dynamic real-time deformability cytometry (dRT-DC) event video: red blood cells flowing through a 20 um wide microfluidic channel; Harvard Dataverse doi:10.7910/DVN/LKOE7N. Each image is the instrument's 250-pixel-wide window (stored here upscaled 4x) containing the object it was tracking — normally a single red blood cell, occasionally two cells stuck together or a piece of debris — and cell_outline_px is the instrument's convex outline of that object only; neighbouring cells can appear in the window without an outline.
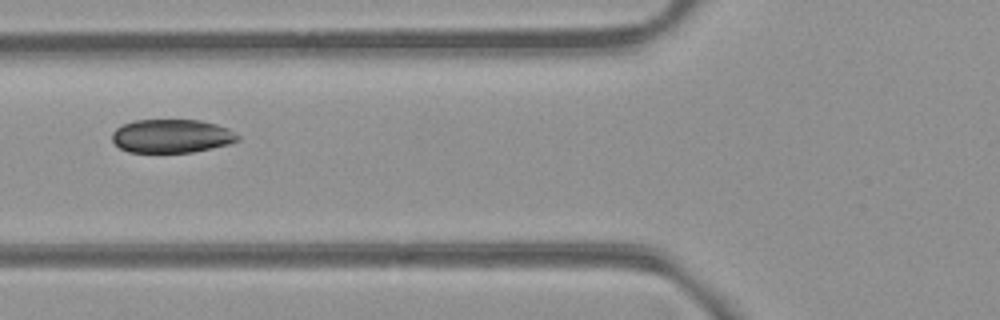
{"species": "common noctule bat (a hibernating species)", "species_latin": "Nyctalus noctula", "temperature_condition": "room temperature", "stored_images_in_passage": 6, "camera_frame_rate_fps": 3000, "um_per_image_px": 0.085, "animal": {"sex": "female", "body_mass_g": 21.9}, "frame": {"image": 1, "passage_image": 5, "time_ms": 5.667, "image_size_px": [1000, 320], "cell_outline_px": [[240, 140], [228, 144], [212, 148], [192, 152], [128, 152], [120, 148], [112, 140], [112, 132], [116, 128], [132, 120], [200, 120], [216, 124], [228, 128], [240, 136]], "centroid_in_image_um": [14.59, 11.56], "position_along_channel_um": 111.2, "area_um2": 24.62}}
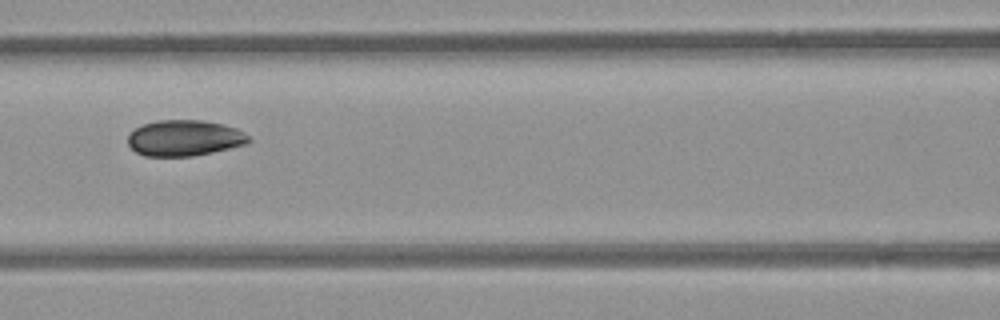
{"frame": {"image": 2, "passage_image": 6, "time_ms": 6.667, "image_size_px": [1000, 320], "cell_outline_px": [[252, 140], [244, 144], [212, 152], [192, 156], [144, 156], [136, 152], [128, 144], [128, 136], [136, 128], [144, 124], [156, 120], [204, 120], [224, 124], [236, 128], [244, 132]], "centroid_in_image_um": [15.68, 11.72], "position_along_channel_um": 150.9, "area_um2": 25.2}}